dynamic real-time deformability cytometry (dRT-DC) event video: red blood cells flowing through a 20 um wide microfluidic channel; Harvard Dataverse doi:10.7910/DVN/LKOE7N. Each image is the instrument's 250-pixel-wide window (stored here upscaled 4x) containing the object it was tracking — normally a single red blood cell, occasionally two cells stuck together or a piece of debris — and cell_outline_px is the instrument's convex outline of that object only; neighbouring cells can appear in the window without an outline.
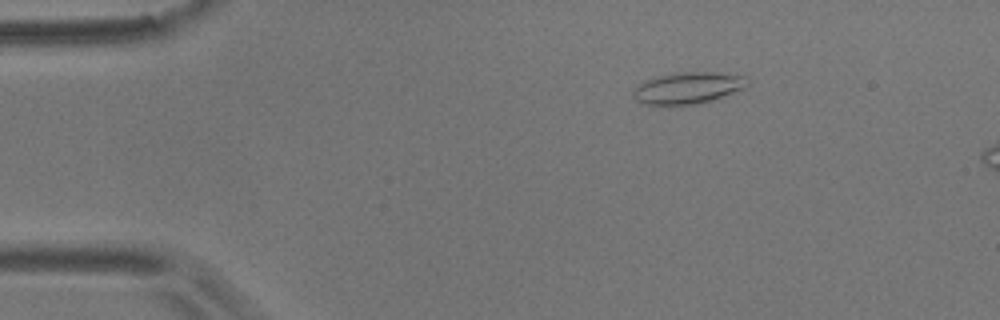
{"species": "common noctule bat (a hibernating species)", "species_latin": "Nyctalus noctula", "temperature_condition": "room temperature", "stored_images_in_passage": 4, "camera_frame_rate_fps": 3000, "um_per_image_px": 0.085, "animal": {"sex": "male", "body_mass_g": 17.9}, "frame": {"image": 1, "passage_image": 2, "time_ms": 0.333, "image_size_px": [1000, 320], "cell_outline_px": [[748, 84], [744, 88], [712, 100], [692, 104], [644, 104], [636, 100], [632, 96], [632, 92], [636, 84], [644, 80], [672, 72], [716, 72], [748, 76]], "centroid_in_image_um": [58.45, 7.45], "position_along_channel_um": 26.6, "area_um2": 21.1}}